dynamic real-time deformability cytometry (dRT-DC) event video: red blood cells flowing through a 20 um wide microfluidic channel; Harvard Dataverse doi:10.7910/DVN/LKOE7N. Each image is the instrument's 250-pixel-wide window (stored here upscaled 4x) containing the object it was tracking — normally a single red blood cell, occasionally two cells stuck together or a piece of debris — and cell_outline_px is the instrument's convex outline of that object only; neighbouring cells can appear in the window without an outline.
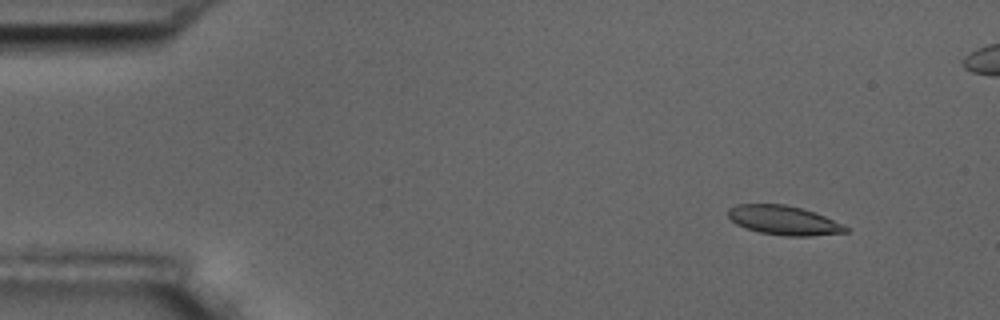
{"species": "common noctule bat (a hibernating species)", "species_latin": "Nyctalus noctula", "temperature_condition": "room temperature", "stored_images_in_passage": 6, "camera_frame_rate_fps": 3000, "um_per_image_px": 0.085, "animal": {"sex": "male", "body_mass_g": 17.5, "forearm_length_mm": 52.3}, "frame": {"image": 1, "passage_image": 2, "time_ms": 1.333, "image_size_px": [1000, 320], "cell_outline_px": [[848, 232], [808, 236], [788, 236], [760, 232], [736, 224], [728, 216], [728, 208], [736, 204], [784, 204], [800, 208], [824, 216], [848, 228]], "centroid_in_image_um": [66.57, 18.72], "position_along_channel_um": 18.4, "area_um2": 19.59}}
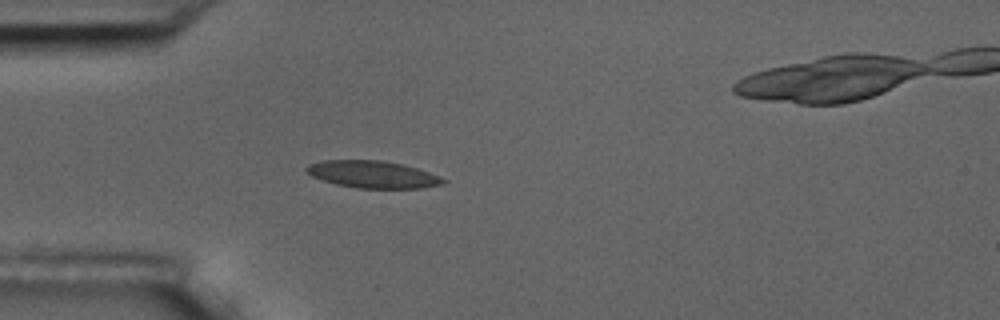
{"frame": {"image": 2, "passage_image": 5, "time_ms": 4.667, "image_size_px": [1000, 320], "cell_outline_px": [[448, 180], [444, 184], [420, 188], [356, 188], [336, 184], [312, 176], [304, 168], [308, 164], [320, 160], [380, 160], [404, 164], [440, 176]], "centroid_in_image_um": [31.69, 14.82], "position_along_channel_um": 53.3, "area_um2": 21.68}}